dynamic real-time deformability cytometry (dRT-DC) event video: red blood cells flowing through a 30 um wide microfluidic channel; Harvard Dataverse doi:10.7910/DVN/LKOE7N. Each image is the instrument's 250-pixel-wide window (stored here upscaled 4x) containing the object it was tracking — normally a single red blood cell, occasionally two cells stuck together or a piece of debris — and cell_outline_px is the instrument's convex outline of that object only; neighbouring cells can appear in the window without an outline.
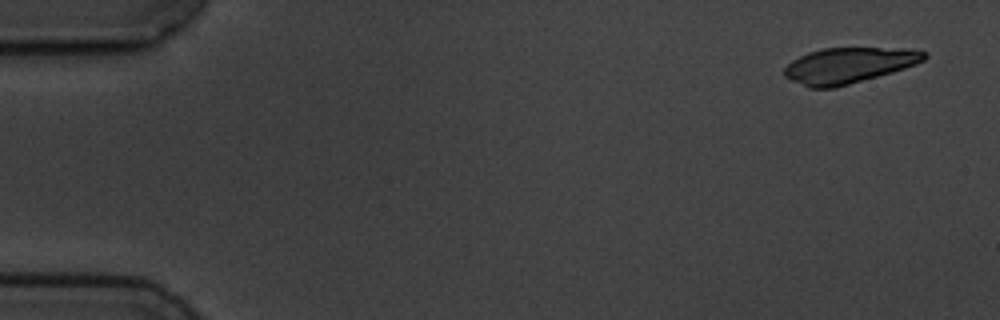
{"species": "common noctule bat (a hibernating species)", "species_latin": "Nyctalus noctula", "temperature_condition": "cold", "stored_images_in_passage": 4, "camera_frame_rate_fps": 3000, "um_per_image_px": 0.085, "animal": {"sex": "male", "body_mass_g": 19.5, "forearm_length_mm": 54.6}, "frame": {"image": 1, "passage_image": 1, "time_ms": 0.0, "image_size_px": [1000, 320], "cell_outline_px": [[928, 56], [924, 60], [916, 64], [892, 72], [836, 88], [808, 88], [784, 76], [784, 68], [792, 60], [808, 52], [824, 48], [908, 48], [928, 52]], "centroid_in_image_um": [72.15, 5.55], "position_along_channel_um": 12.8, "area_um2": 29.13}}